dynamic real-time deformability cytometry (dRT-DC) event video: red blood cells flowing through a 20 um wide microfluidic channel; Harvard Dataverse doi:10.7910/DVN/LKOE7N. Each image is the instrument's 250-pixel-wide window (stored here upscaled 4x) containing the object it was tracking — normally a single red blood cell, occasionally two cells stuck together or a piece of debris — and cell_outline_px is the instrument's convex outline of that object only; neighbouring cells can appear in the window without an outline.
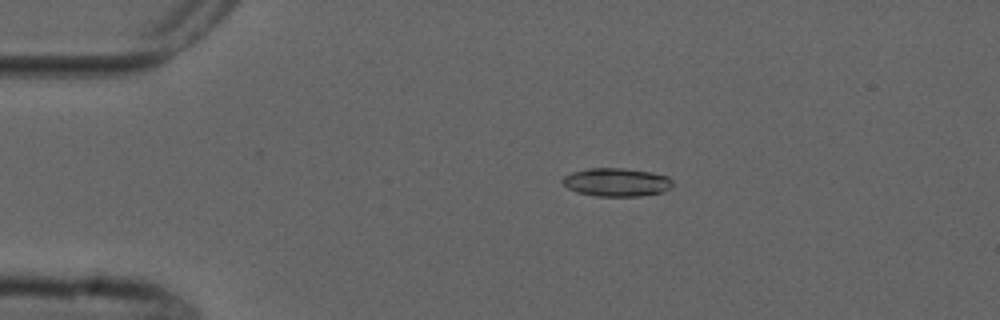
{"species": "common noctule bat (a hibernating species)", "species_latin": "Nyctalus noctula", "temperature_condition": "cold", "stored_images_in_passage": 6, "camera_frame_rate_fps": 3000, "um_per_image_px": 0.085, "animal": {"sex": "male", "forearm_length_mm": 52.5}, "frame": {"image": 1, "passage_image": 3, "time_ms": 2.333, "image_size_px": [1000, 320], "cell_outline_px": [[672, 184], [668, 188], [660, 192], [640, 196], [596, 196], [576, 192], [568, 188], [560, 180], [564, 176], [572, 172], [588, 168], [624, 168], [652, 172], [668, 176], [672, 180]], "centroid_in_image_um": [52.37, 15.48], "position_along_channel_um": 32.6, "area_um2": 18.15}}
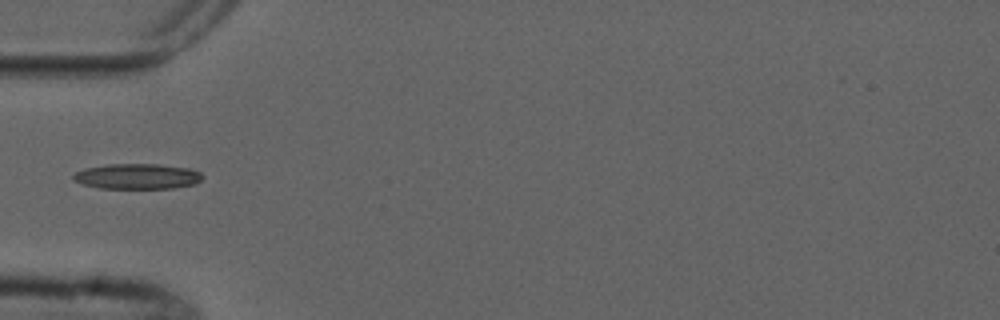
{"frame": {"image": 2, "passage_image": 5, "time_ms": 4.667, "image_size_px": [1000, 320], "cell_outline_px": [[204, 176], [196, 184], [172, 188], [100, 188], [84, 184], [76, 180], [72, 176], [76, 172], [84, 168], [108, 164], [160, 164], [188, 168], [200, 172]], "centroid_in_image_um": [11.7, 14.98], "position_along_channel_um": 73.3, "area_um2": 19.02}}